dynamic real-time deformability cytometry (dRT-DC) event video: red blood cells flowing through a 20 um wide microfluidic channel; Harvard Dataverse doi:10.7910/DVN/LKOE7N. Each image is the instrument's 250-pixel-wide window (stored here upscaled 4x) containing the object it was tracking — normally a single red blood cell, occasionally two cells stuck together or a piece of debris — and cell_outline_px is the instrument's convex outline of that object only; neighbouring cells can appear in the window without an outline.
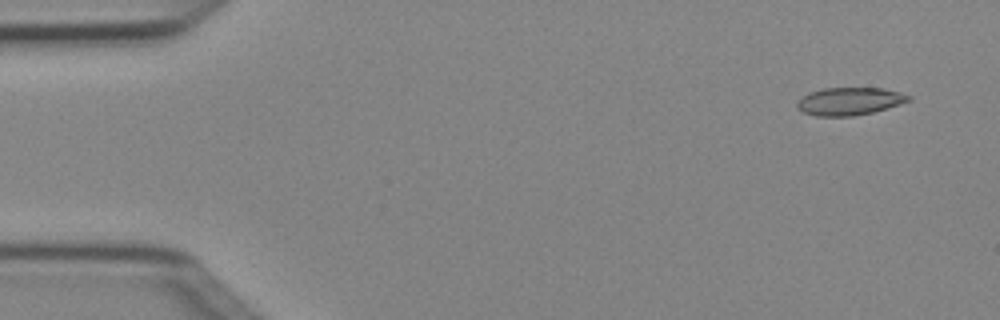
{"species": "Egyptian fruit bat (a non-hibernating species)", "species_latin": "Rousettus aegyptiacus", "temperature_condition": "cold", "stored_images_in_passage": 4, "camera_frame_rate_fps": 3000, "um_per_image_px": 0.085, "animal": {"sex": "female"}, "frame": {"image": 1, "passage_image": 1, "time_ms": 0.0, "image_size_px": [1000, 320], "cell_outline_px": [[912, 100], [888, 108], [872, 112], [852, 116], [816, 116], [804, 112], [796, 108], [796, 104], [808, 92], [824, 88], [884, 88], [900, 92], [912, 96]], "centroid_in_image_um": [72.24, 8.6], "position_along_channel_um": 12.8, "area_um2": 18.03}}
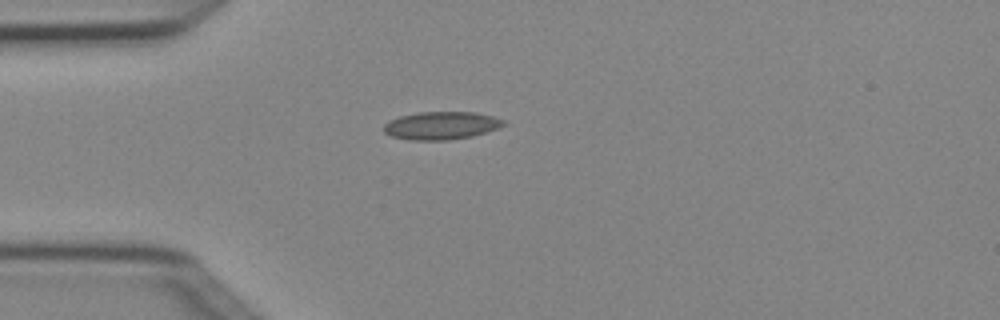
{"frame": {"image": 2, "passage_image": 4, "time_ms": 1.0, "image_size_px": [1000, 320], "cell_outline_px": [[504, 124], [496, 128], [472, 136], [448, 140], [412, 140], [392, 136], [384, 132], [384, 124], [388, 120], [400, 116], [416, 112], [476, 112], [492, 116], [504, 120]], "centroid_in_image_um": [37.46, 10.66], "position_along_channel_um": 47.5, "area_um2": 19.31}}